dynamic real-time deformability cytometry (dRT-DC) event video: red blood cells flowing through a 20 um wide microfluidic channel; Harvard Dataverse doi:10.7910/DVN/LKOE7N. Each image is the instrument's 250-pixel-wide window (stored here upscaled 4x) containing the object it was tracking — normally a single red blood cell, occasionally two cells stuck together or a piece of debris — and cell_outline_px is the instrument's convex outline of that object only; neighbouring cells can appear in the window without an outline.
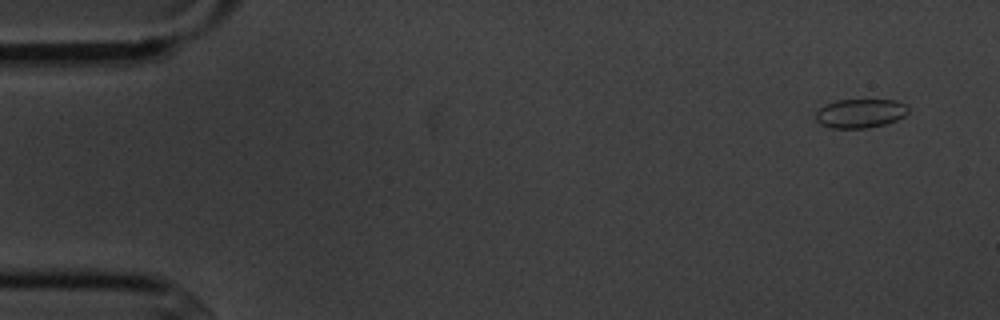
{"species": "common noctule bat (a hibernating species)", "species_latin": "Nyctalus noctula", "temperature_condition": "cold", "stored_images_in_passage": 5, "camera_frame_rate_fps": 3000, "um_per_image_px": 0.085, "animal": {"sex": "male", "body_mass_g": 20.1, "forearm_length_mm": 53.5}, "frame": {"image": 1, "passage_image": 2, "time_ms": 1.0, "image_size_px": [1000, 320], "cell_outline_px": [[908, 112], [904, 116], [896, 120], [884, 124], [868, 128], [832, 128], [820, 124], [816, 120], [816, 112], [820, 108], [836, 100], [896, 100], [908, 104]], "centroid_in_image_um": [73.15, 9.63], "position_along_channel_um": 11.9, "area_um2": 15.61}}